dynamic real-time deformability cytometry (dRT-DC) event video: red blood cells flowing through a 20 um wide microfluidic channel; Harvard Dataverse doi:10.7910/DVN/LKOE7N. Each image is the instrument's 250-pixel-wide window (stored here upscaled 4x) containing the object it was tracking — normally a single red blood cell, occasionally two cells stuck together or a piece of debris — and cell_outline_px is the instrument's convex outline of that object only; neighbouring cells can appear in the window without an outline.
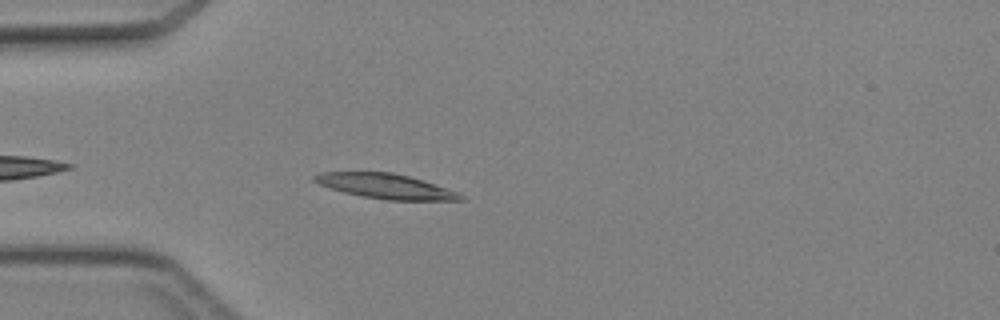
{"species": "Egyptian fruit bat (a non-hibernating species)", "species_latin": "Rousettus aegyptiacus", "temperature_condition": "cold", "stored_images_in_passage": 3, "camera_frame_rate_fps": 3000, "um_per_image_px": 0.085, "animal": {"sex": "female"}, "frame": {"image": 1, "passage_image": 3, "time_ms": 2.333, "image_size_px": [1000, 320], "cell_outline_px": [[468, 200], [384, 200], [344, 192], [320, 184], [312, 180], [312, 176], [320, 172], [392, 172], [408, 176], [460, 192]], "centroid_in_image_um": [32.81, 15.83], "position_along_channel_um": 52.2, "area_um2": 21.04}}